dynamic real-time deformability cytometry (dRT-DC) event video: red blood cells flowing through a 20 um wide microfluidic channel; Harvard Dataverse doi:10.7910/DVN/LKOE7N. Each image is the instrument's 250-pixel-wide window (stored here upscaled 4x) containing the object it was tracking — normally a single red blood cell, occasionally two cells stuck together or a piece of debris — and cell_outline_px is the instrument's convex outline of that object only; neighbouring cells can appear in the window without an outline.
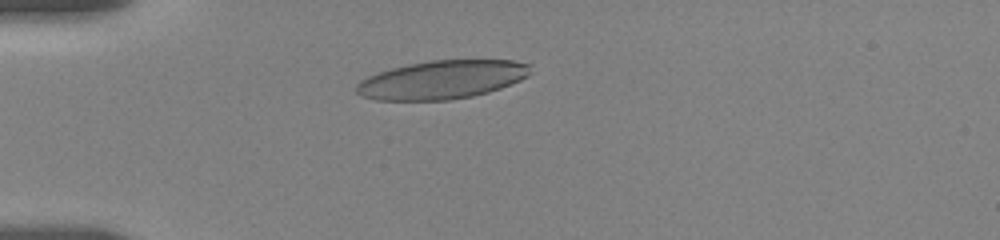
{"species": "human", "species_latin": "Homo sapiens", "temperature_condition": "room temperature", "stored_images_in_passage": 52, "camera_frame_rate_fps": 3000, "um_per_image_px": 0.085, "donor": {"sex": "female"}, "frame": {"image": 1, "passage_image": 12, "time_ms": 3.667, "image_size_px": [1000, 240], "cell_outline_px": [[532, 72], [528, 76], [520, 80], [500, 88], [488, 92], [472, 96], [448, 100], [376, 100], [360, 96], [356, 92], [356, 84], [360, 80], [368, 76], [392, 68], [408, 64], [432, 60], [512, 60], [532, 64]], "centroid_in_image_um": [37.58, 6.77], "position_along_channel_um": 47.4, "area_um2": 39.13}}
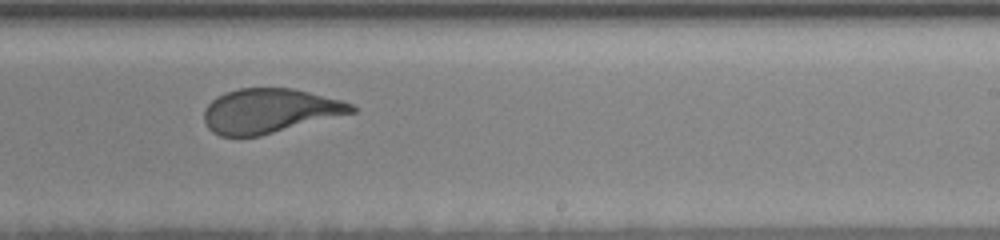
{"frame": {"image": 2, "passage_image": 32, "time_ms": 10.333, "image_size_px": [1000, 240], "cell_outline_px": [[356, 112], [260, 136], [220, 136], [212, 132], [208, 128], [204, 120], [204, 108], [216, 96], [224, 92], [240, 88], [292, 88], [340, 100], [352, 104], [356, 108]], "centroid_in_image_um": [22.88, 9.42], "position_along_channel_um": 266.1, "area_um2": 38.15}}
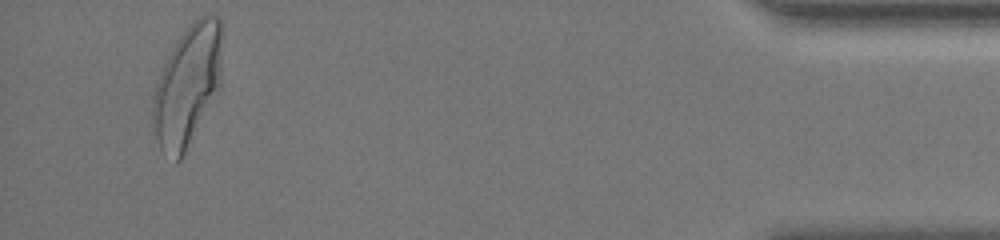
{"frame": {"image": 3, "passage_image": 50, "time_ms": 16.333, "image_size_px": [1000, 240], "cell_outline_px": [[224, 28], [220, 84], [216, 92], [180, 160], [176, 164], [160, 148], [156, 136], [152, 116], [152, 96], [160, 72], [176, 40], [192, 20], [196, 16], [208, 12], [220, 16], [224, 24]], "centroid_in_image_um": [15.96, 7.12], "position_along_channel_um": 419.2, "area_um2": 49.07}, "authors_computed_cell_mechanics": {"area_um2": 39.4196, "velocity_mm_per_s": 3.5996, "shape_relaxation_time_tau1_ms": 4.66, "shape_relaxation_time_tau2_ms": 0.7477, "deformation_change_tau1": 0.1926, "deformation_change_tau2": 0.0863}}